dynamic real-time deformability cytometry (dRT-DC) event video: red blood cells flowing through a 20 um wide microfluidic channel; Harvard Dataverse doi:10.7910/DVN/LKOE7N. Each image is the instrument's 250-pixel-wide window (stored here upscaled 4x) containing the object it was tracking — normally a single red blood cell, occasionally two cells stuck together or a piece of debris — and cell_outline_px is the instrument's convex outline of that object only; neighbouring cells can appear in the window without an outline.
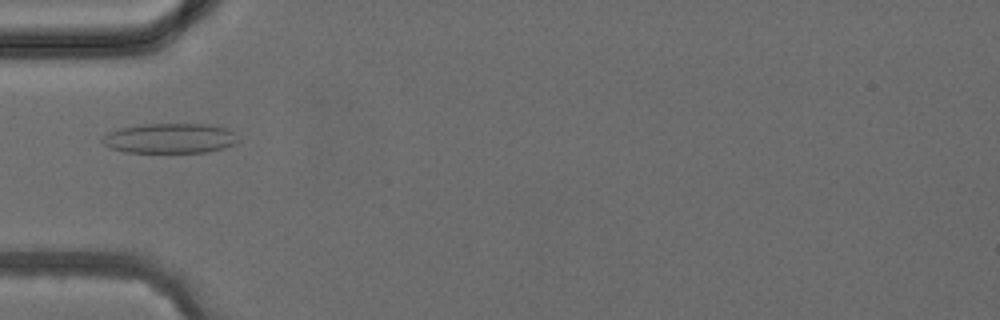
{"species": "common noctule bat (a hibernating species)", "species_latin": "Nyctalus noctula", "temperature_condition": "cold", "stored_images_in_passage": 5, "camera_frame_rate_fps": 3000, "um_per_image_px": 0.085, "animal": {"sex": "female", "body_mass_g": 24.6, "forearm_length_mm": 56.2}, "frame": {"image": 1, "passage_image": 4, "time_ms": 3.667, "image_size_px": [1000, 320], "cell_outline_px": [[236, 144], [224, 148], [204, 152], [124, 152], [112, 148], [104, 144], [100, 140], [108, 132], [120, 128], [140, 124], [212, 124], [228, 128], [232, 132], [236, 140]], "centroid_in_image_um": [14.43, 11.75], "position_along_channel_um": 70.6, "area_um2": 23.64}}